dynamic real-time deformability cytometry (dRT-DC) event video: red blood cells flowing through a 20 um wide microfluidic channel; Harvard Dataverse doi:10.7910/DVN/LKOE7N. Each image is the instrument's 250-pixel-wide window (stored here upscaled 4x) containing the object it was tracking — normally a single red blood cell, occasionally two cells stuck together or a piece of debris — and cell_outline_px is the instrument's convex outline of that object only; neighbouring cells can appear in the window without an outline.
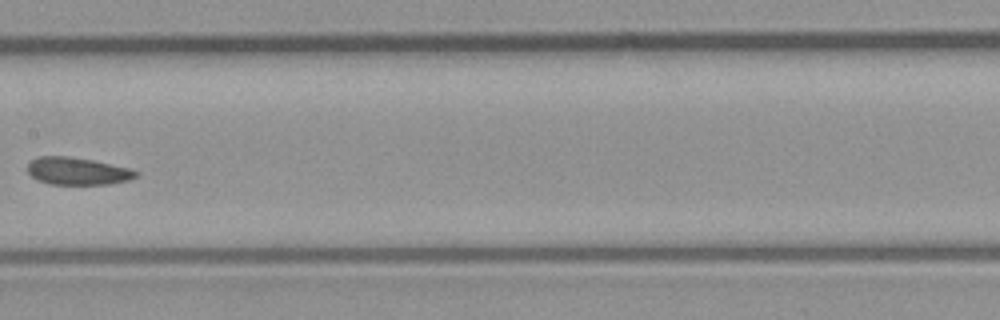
{"species": "common noctule bat (a hibernating species)", "species_latin": "Nyctalus noctula", "temperature_condition": "room temperature", "stored_images_in_passage": 8, "camera_frame_rate_fps": 3000, "um_per_image_px": 0.085, "animal": {"sex": "male", "body_mass_g": 23.1, "forearm_length_mm": 52.7}, "frame": {"image": 1, "passage_image": 8, "time_ms": 8.0, "image_size_px": [1000, 320], "cell_outline_px": [[140, 172], [136, 176], [128, 180], [112, 184], [48, 184], [36, 180], [28, 172], [28, 160], [36, 156], [68, 156], [92, 160], [132, 168]], "centroid_in_image_um": [6.57, 14.54], "position_along_channel_um": 200.8, "area_um2": 17.57}}